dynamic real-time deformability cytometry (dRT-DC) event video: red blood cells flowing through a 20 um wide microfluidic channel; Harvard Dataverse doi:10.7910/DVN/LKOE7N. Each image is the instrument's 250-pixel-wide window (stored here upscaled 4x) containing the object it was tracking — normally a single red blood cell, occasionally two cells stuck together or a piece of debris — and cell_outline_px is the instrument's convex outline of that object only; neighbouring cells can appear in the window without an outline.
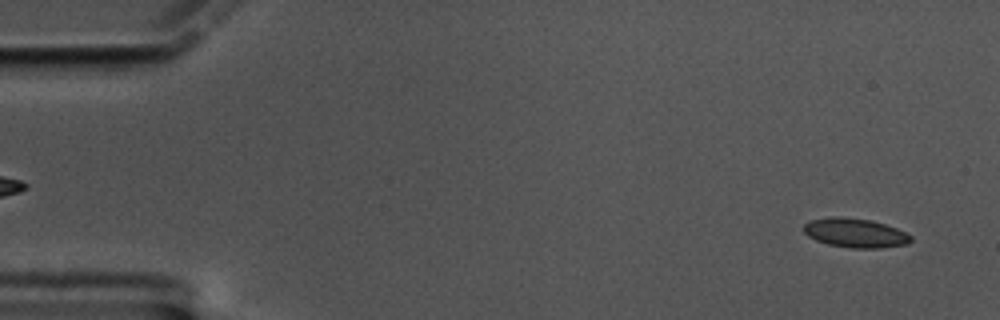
{"species": "common noctule bat (a hibernating species)", "species_latin": "Nyctalus noctula", "temperature_condition": "cold", "stored_images_in_passage": 59, "camera_frame_rate_fps": 3000, "um_per_image_px": 0.085, "animal": {"sex": "male", "body_mass_g": 17.5, "forearm_length_mm": 52.3}, "frame": {"image": 1, "passage_image": 3, "time_ms": 0.667, "image_size_px": [1000, 320], "cell_outline_px": [[912, 240], [908, 244], [880, 248], [852, 248], [828, 244], [816, 240], [808, 236], [804, 232], [804, 224], [812, 220], [832, 216], [840, 216], [868, 220], [884, 224], [896, 228], [912, 236]], "centroid_in_image_um": [72.7, 19.8], "position_along_channel_um": 12.3, "area_um2": 18.09}}
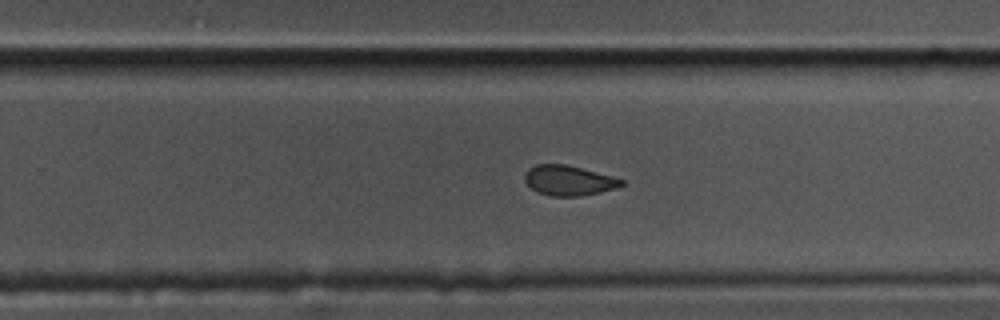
{"frame": {"image": 2, "passage_image": 37, "time_ms": 12.0, "image_size_px": [1000, 320], "cell_outline_px": [[624, 184], [616, 188], [600, 192], [580, 196], [548, 196], [536, 192], [524, 180], [524, 176], [528, 168], [536, 164], [564, 164], [612, 176], [624, 180]], "centroid_in_image_um": [48.31, 15.35], "position_along_channel_um": 281.5, "area_um2": 16.88}}
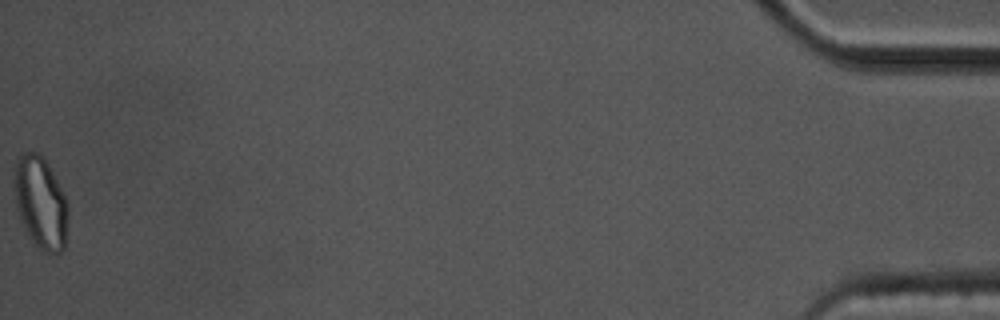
{"frame": {"image": 3, "passage_image": 59, "time_ms": 19.333, "image_size_px": [1000, 320], "cell_outline_px": [[68, 216], [64, 248], [60, 252], [48, 252], [40, 248], [32, 240], [24, 228], [16, 212], [12, 184], [12, 168], [16, 156], [20, 152], [40, 152], [44, 156], [68, 204]], "centroid_in_image_um": [3.37, 17.13], "position_along_channel_um": 431.8, "area_um2": 29.54}, "authors_computed_cell_mechanics": {"area_um2": 18.0914, "velocity_mm_per_s": 3.407, "shape_relaxation_time_tau1_ms": null, "shape_relaxation_time_tau2_ms": 3.8039, "deformation_change_tau1": null, "deformation_change_tau2": 0.0759}}